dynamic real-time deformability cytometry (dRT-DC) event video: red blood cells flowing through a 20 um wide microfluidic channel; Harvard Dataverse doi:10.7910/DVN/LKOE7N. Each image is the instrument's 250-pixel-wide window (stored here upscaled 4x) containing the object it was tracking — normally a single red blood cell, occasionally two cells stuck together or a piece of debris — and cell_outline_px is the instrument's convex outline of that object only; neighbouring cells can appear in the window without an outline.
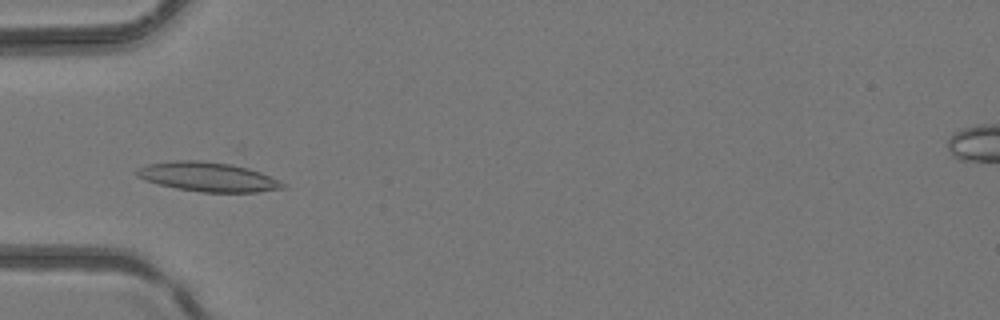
{"species": "common noctule bat (a hibernating species)", "species_latin": "Nyctalus noctula", "temperature_condition": "room temperature", "stored_images_in_passage": 46, "camera_frame_rate_fps": 3000, "um_per_image_px": 0.085, "animal": {"sex": "female", "body_mass_g": 24.6, "forearm_length_mm": 56.2}, "frame": {"image": 1, "passage_image": 14, "time_ms": 4.333, "image_size_px": [1000, 320], "cell_outline_px": [[288, 188], [256, 192], [200, 192], [176, 188], [160, 184], [136, 176], [136, 172], [140, 168], [148, 164], [172, 160], [200, 160], [232, 164], [248, 168], [260, 172], [280, 180]], "centroid_in_image_um": [17.73, 15.03], "position_along_channel_um": 67.3, "area_um2": 24.85}}
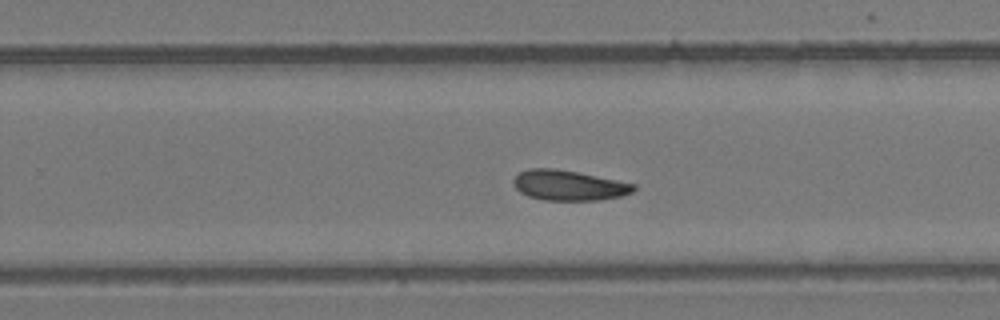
{"frame": {"image": 2, "passage_image": 29, "time_ms": 9.333, "image_size_px": [1000, 320], "cell_outline_px": [[636, 188], [632, 192], [620, 196], [600, 200], [544, 200], [528, 196], [520, 192], [512, 184], [512, 180], [520, 172], [528, 168], [552, 168], [576, 172], [636, 184]], "centroid_in_image_um": [48.31, 15.76], "position_along_channel_um": 281.5, "area_um2": 21.04}}
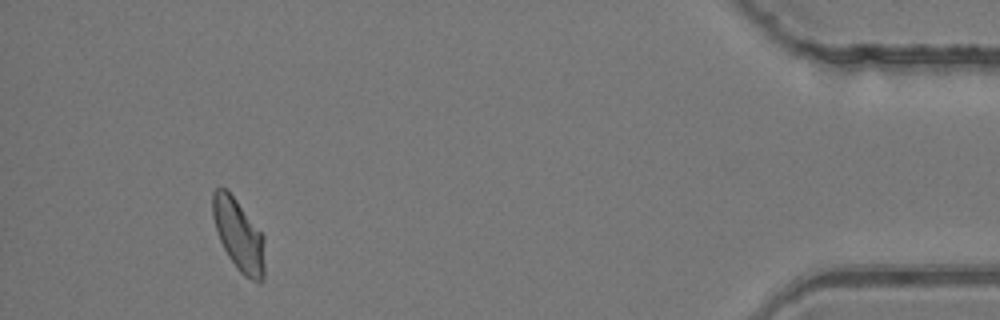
{"frame": {"image": 3, "passage_image": 43, "time_ms": 14.0, "image_size_px": [1000, 320], "cell_outline_px": [[264, 280], [260, 284], [244, 276], [236, 268], [228, 256], [220, 240], [212, 216], [212, 192], [216, 188], [224, 188], [236, 200], [264, 236]], "centroid_in_image_um": [20.3, 20.02], "position_along_channel_um": 414.9, "area_um2": 21.62}}